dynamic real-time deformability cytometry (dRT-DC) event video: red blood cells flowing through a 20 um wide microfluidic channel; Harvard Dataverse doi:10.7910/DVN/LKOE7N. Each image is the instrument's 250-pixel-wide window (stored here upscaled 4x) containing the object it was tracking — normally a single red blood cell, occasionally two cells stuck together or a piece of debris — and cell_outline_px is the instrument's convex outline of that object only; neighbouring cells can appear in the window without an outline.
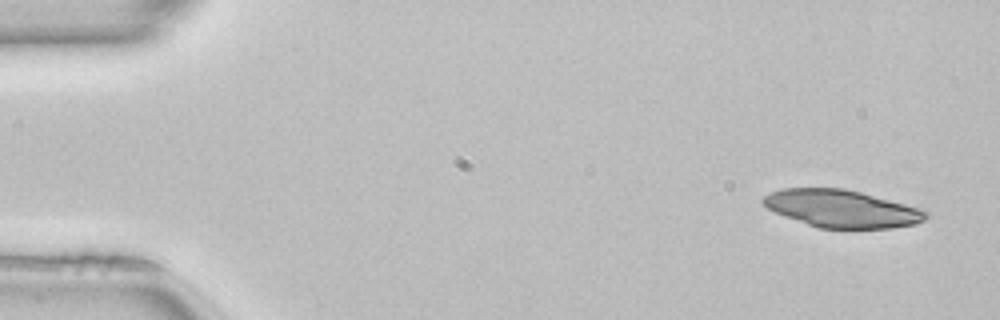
{"species": "common noctule bat (a hibernating species)", "species_latin": "Nyctalus noctula", "temperature_condition": "room temperature", "stored_images_in_passage": 50, "camera_frame_rate_fps": 3000, "um_per_image_px": 0.085, "animal": {"sex": "female", "body_mass_g": 22.7, "forearm_length_mm": 54.2}, "frame": {"image": 1, "passage_image": 3, "time_ms": 0.667, "image_size_px": [1000, 320], "cell_outline_px": [[932, 216], [916, 224], [892, 228], [820, 228], [784, 216], [768, 208], [760, 200], [764, 196], [772, 192], [784, 188], [844, 188], [860, 192], [920, 208], [928, 212]], "centroid_in_image_um": [71.58, 17.74], "position_along_channel_um": 13.4, "area_um2": 35.37}}